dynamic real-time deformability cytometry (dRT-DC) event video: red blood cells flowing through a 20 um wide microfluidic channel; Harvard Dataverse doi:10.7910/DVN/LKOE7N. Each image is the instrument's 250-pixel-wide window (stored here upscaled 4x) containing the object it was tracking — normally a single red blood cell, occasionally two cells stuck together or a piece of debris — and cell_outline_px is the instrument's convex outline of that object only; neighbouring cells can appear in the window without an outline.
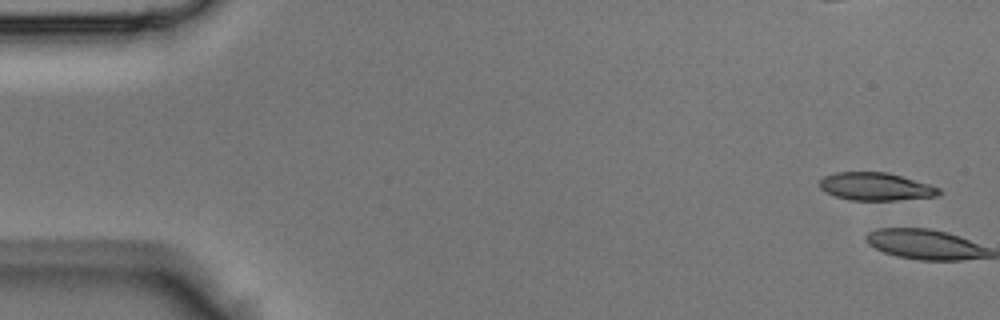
{"species": "Egyptian fruit bat (a non-hibernating species)", "species_latin": "Rousettus aegyptiacus", "temperature_condition": "room temperature", "stored_images_in_passage": 2, "camera_frame_rate_fps": 3000, "um_per_image_px": 0.085, "animal": {"sex": "male"}, "frame": {"image": 1, "passage_image": 1, "time_ms": 0.0, "image_size_px": [1000, 320], "cell_outline_px": [[944, 192], [936, 196], [896, 200], [848, 200], [836, 196], [820, 188], [820, 180], [824, 176], [836, 172], [888, 172], [928, 184], [940, 188]], "centroid_in_image_um": [74.45, 15.86], "position_along_channel_um": 10.5, "area_um2": 19.25}}